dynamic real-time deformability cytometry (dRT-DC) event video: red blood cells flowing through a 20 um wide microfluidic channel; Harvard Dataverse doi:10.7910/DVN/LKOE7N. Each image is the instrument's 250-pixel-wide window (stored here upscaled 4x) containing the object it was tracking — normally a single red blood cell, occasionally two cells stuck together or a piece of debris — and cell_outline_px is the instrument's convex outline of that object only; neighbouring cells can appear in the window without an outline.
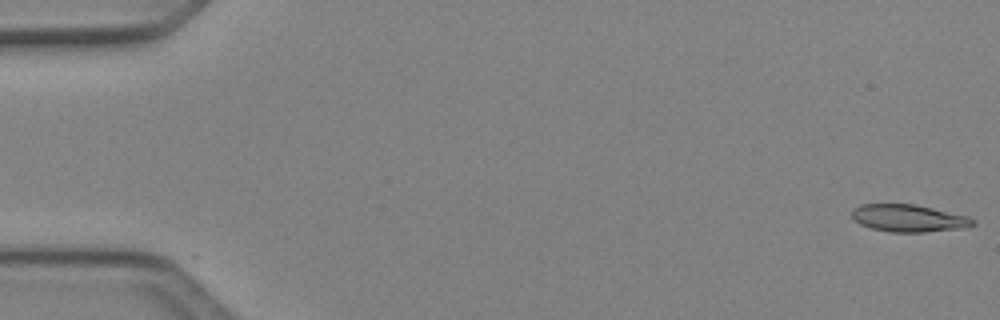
{"species": "Egyptian fruit bat (a non-hibernating species)", "species_latin": "Rousettus aegyptiacus", "temperature_condition": "cold", "stored_images_in_passage": 4, "camera_frame_rate_fps": 3000, "um_per_image_px": 0.085, "animal": {"sex": "female"}, "frame": {"image": 1, "passage_image": 1, "time_ms": 0.0, "image_size_px": [1000, 320], "cell_outline_px": [[976, 224], [964, 228], [924, 232], [888, 232], [872, 228], [860, 224], [852, 216], [852, 208], [860, 204], [916, 204], [968, 216], [976, 220]], "centroid_in_image_um": [77.25, 18.54], "position_along_channel_um": 7.7, "area_um2": 19.36}}
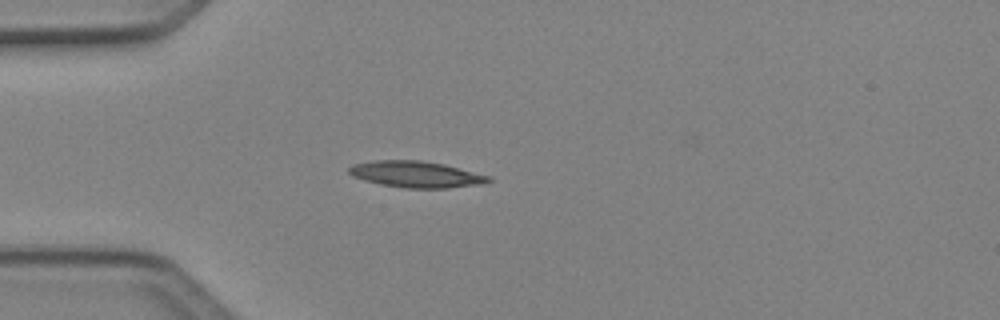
{"frame": {"image": 2, "passage_image": 4, "time_ms": 1.0, "image_size_px": [1000, 320], "cell_outline_px": [[492, 180], [480, 184], [448, 188], [404, 188], [380, 184], [364, 180], [352, 176], [348, 172], [348, 168], [352, 164], [376, 160], [420, 160], [444, 164], [492, 176]], "centroid_in_image_um": [35.36, 14.81], "position_along_channel_um": 49.6, "area_um2": 21.5}}